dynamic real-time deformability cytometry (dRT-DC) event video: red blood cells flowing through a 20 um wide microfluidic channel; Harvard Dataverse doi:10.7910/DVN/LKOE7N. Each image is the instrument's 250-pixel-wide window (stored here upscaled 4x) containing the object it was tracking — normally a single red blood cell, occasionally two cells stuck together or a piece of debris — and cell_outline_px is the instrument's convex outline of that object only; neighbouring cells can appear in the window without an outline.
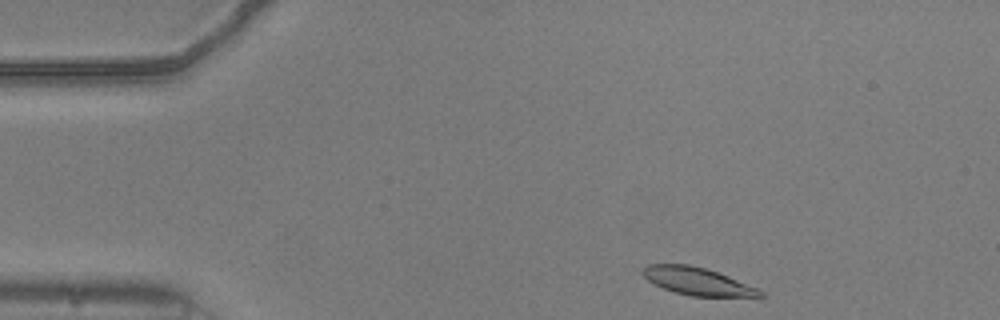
{"species": "common noctule bat (a hibernating species)", "species_latin": "Nyctalus noctula", "temperature_condition": "warm", "stored_images_in_passage": 46, "camera_frame_rate_fps": 3000, "um_per_image_px": 0.085, "animal": {"sex": "male", "body_mass_g": 20.5, "forearm_length_mm": 52.5}, "frame": {"image": 1, "passage_image": 1, "time_ms": 0.0, "image_size_px": [1000, 320], "cell_outline_px": [[764, 296], [692, 296], [672, 292], [648, 280], [640, 272], [648, 264], [688, 264], [704, 268], [728, 276], [756, 288], [764, 292]], "centroid_in_image_um": [59.23, 23.9], "position_along_channel_um": 25.8, "area_um2": 18.5}}
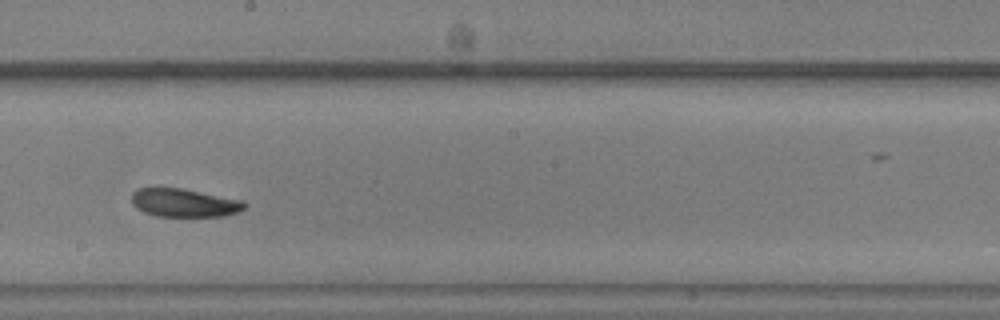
{"frame": {"image": 2, "passage_image": 23, "time_ms": 7.333, "image_size_px": [1000, 320], "cell_outline_px": [[248, 204], [244, 208], [236, 212], [224, 216], [156, 216], [144, 212], [136, 208], [132, 204], [132, 192], [136, 188], [180, 188], [244, 200]], "centroid_in_image_um": [15.65, 17.23], "position_along_channel_um": 232.6, "area_um2": 18.61}}
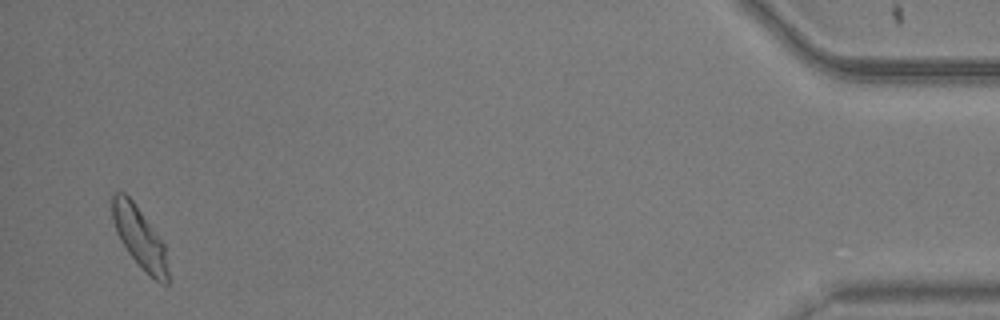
{"frame": {"image": 3, "passage_image": 45, "time_ms": 14.667, "image_size_px": [1000, 320], "cell_outline_px": [[168, 284], [164, 284], [156, 280], [128, 252], [120, 240], [116, 232], [112, 220], [108, 196], [112, 192], [124, 192], [132, 200], [164, 244], [168, 272]], "centroid_in_image_um": [11.78, 20.08], "position_along_channel_um": 423.4, "area_um2": 19.54}, "authors_computed_cell_mechanics": {"area_um2": 19.2763, "velocity_mm_per_s": 3.7411, "shape_relaxation_time_tau1_ms": 5.3632, "shape_relaxation_time_tau2_ms": 4.308, "deformation_change_tau1": 0.118, "deformation_change_tau2": 0.1177}}